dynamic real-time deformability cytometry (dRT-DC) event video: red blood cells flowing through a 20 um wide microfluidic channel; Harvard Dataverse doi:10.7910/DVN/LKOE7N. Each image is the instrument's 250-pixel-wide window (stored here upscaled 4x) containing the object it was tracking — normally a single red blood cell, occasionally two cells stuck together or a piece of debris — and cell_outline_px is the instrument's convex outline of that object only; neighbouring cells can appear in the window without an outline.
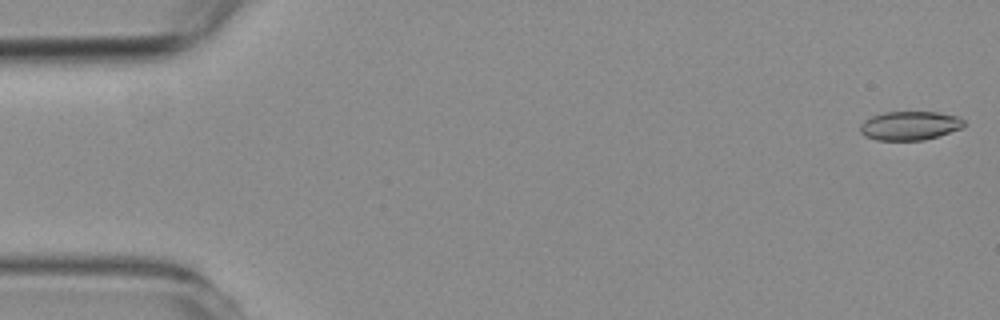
{"species": "common noctule bat (a hibernating species)", "species_latin": "Nyctalus noctula", "temperature_condition": "room temperature", "stored_images_in_passage": 57, "camera_frame_rate_fps": 3000, "um_per_image_px": 0.085, "animal": {"sex": "female", "body_mass_g": 19.3, "forearm_length_mm": 54.1}, "frame": {"image": 1, "passage_image": 1, "time_ms": 0.0, "image_size_px": [1000, 320], "cell_outline_px": [[964, 128], [924, 140], [876, 140], [864, 136], [860, 132], [860, 124], [864, 120], [872, 116], [884, 112], [936, 112], [956, 116], [964, 120]], "centroid_in_image_um": [77.32, 10.68], "position_along_channel_um": 7.7, "area_um2": 17.51}}
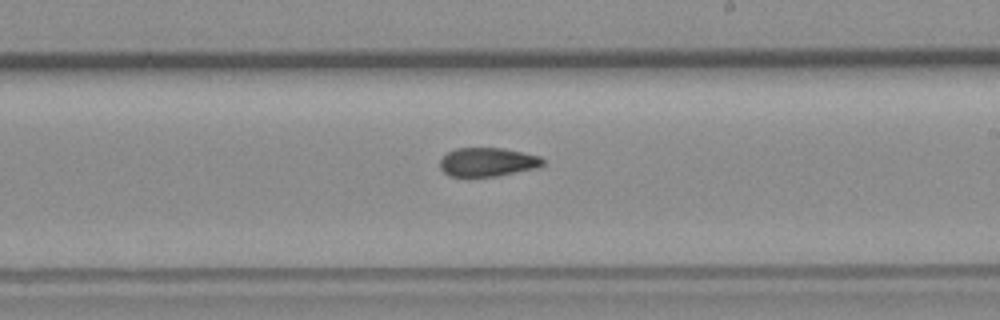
{"frame": {"image": 2, "passage_image": 33, "time_ms": 10.667, "image_size_px": [1000, 320], "cell_outline_px": [[544, 164], [536, 168], [496, 176], [468, 180], [448, 176], [440, 168], [440, 160], [448, 152], [456, 148], [504, 148], [540, 156], [544, 160]], "centroid_in_image_um": [41.39, 13.82], "position_along_channel_um": 247.6, "area_um2": 17.86}}
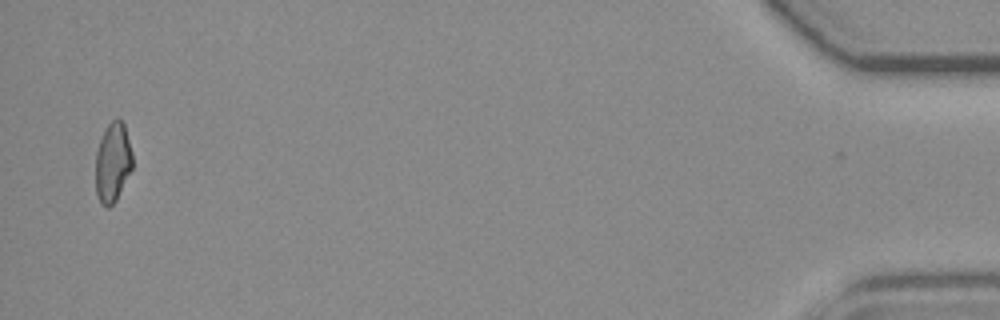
{"frame": {"image": 3, "passage_image": 56, "time_ms": 18.333, "image_size_px": [1000, 320], "cell_outline_px": [[132, 168], [116, 200], [108, 208], [100, 204], [96, 192], [96, 152], [100, 140], [108, 124], [112, 120], [120, 116], [124, 124], [132, 152]], "centroid_in_image_um": [9.58, 13.8], "position_along_channel_um": 425.6, "area_um2": 17.05}, "authors_computed_cell_mechanics": {"area_um2": 17.8602, "velocity_mm_per_s": 3.5616, "shape_relaxation_time_tau1_ms": null, "shape_relaxation_time_tau2_ms": 4.5368, "deformation_change_tau1": null, "deformation_change_tau2": 0.1026}}